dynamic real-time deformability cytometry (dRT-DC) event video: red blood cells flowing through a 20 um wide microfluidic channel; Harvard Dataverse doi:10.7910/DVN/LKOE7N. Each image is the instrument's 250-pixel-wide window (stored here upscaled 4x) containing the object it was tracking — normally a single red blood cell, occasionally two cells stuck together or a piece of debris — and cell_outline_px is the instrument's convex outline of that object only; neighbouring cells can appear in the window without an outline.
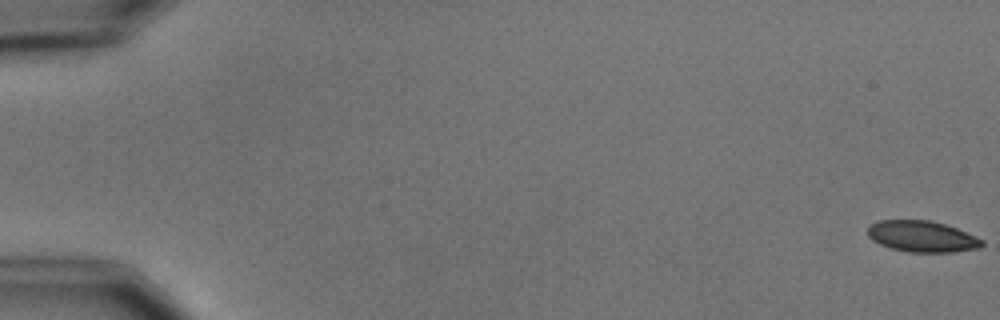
{"species": "common noctule bat (a hibernating species)", "species_latin": "Nyctalus noctula", "temperature_condition": "cold", "stored_images_in_passage": 6, "camera_frame_rate_fps": 3000, "um_per_image_px": 0.085, "animal": {"sex": "male", "body_mass_g": 15.6}, "frame": {"image": 1, "passage_image": 1, "time_ms": 0.0, "image_size_px": [1000, 320], "cell_outline_px": [[984, 244], [980, 248], [952, 252], [908, 252], [892, 248], [880, 244], [872, 240], [868, 236], [868, 228], [872, 224], [880, 220], [928, 220], [944, 224], [956, 228], [984, 240]], "centroid_in_image_um": [78.39, 20.1], "position_along_channel_um": 6.6, "area_um2": 20.63}}
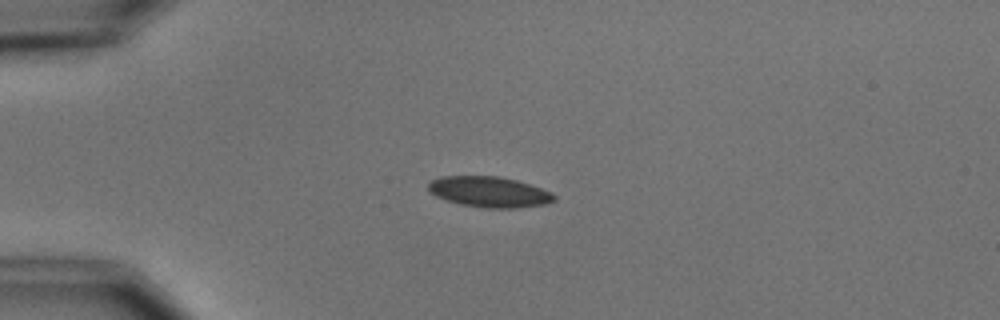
{"frame": {"image": 2, "passage_image": 5, "time_ms": 4.667, "image_size_px": [1000, 320], "cell_outline_px": [[556, 200], [544, 204], [516, 208], [488, 208], [460, 204], [436, 196], [428, 192], [428, 184], [432, 180], [440, 176], [500, 176], [516, 180], [552, 192], [556, 196]], "centroid_in_image_um": [41.58, 16.3], "position_along_channel_um": 43.4, "area_um2": 22.43}}